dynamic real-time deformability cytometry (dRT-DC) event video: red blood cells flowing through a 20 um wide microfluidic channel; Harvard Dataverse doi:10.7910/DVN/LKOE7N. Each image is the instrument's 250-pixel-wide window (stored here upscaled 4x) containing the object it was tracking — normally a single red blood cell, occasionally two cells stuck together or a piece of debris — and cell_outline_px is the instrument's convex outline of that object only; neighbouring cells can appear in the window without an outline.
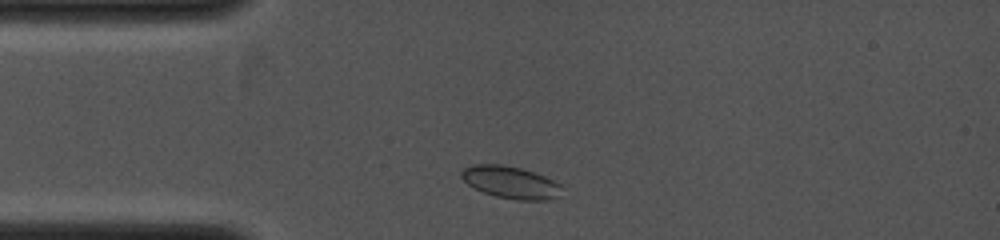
{"species": "common noctule bat (a hibernating species)", "species_latin": "Nyctalus noctula", "temperature_condition": "cold", "stored_images_in_passage": 7, "camera_frame_rate_fps": 4000, "um_per_image_px": 0.085, "animal": {"sex": "female", "body_mass_g": 19.0, "forearm_length_mm": 53.3}, "frame": {"image": 1, "passage_image": 2, "time_ms": 0.5, "image_size_px": [1000, 240], "cell_outline_px": [[560, 184], [556, 196], [544, 200], [516, 200], [496, 196], [484, 192], [468, 184], [460, 176], [460, 172], [464, 168], [472, 164], [500, 164], [520, 168], [544, 176]], "centroid_in_image_um": [43.32, 15.48], "position_along_channel_um": 41.7, "area_um2": 18.38}}
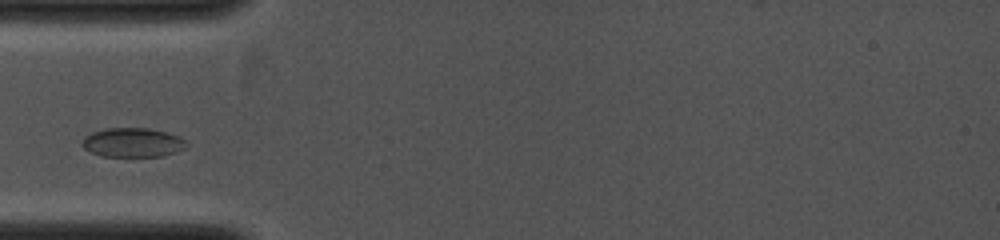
{"frame": {"image": 2, "passage_image": 4, "time_ms": 1.5, "image_size_px": [1000, 240], "cell_outline_px": [[188, 144], [184, 148], [176, 152], [164, 156], [100, 156], [84, 148], [80, 144], [84, 136], [92, 132], [104, 128], [148, 128], [168, 132], [180, 136]], "centroid_in_image_um": [11.27, 12.1], "position_along_channel_um": 73.7, "area_um2": 17.92}}
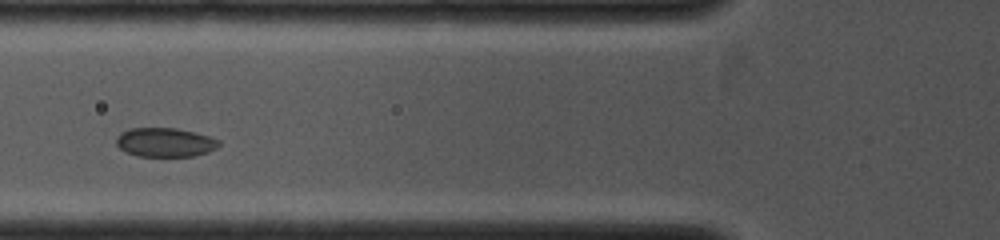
{"frame": {"image": 3, "passage_image": 6, "time_ms": 2.25, "image_size_px": [1000, 240], "cell_outline_px": [[220, 144], [216, 148], [208, 152], [196, 156], [136, 156], [120, 148], [116, 144], [116, 136], [120, 132], [132, 128], [176, 128], [208, 136], [220, 140]], "centroid_in_image_um": [14.02, 12.1], "position_along_channel_um": 111.8, "area_um2": 17.34}}